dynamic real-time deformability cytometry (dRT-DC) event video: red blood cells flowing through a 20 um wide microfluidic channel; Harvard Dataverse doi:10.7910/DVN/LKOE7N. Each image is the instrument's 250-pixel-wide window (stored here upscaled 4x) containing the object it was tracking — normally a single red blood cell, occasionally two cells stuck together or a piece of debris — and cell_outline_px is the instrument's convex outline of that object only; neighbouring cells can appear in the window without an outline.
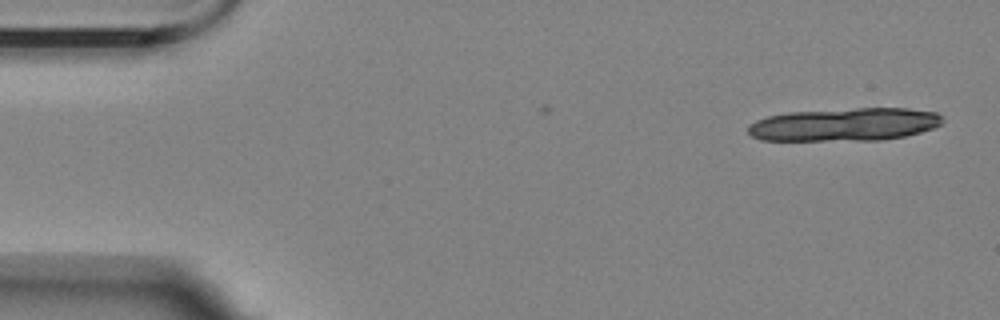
{"species": "Egyptian fruit bat (a non-hibernating species)", "species_latin": "Rousettus aegyptiacus", "temperature_condition": "room temperature", "stored_images_in_passage": 3, "camera_frame_rate_fps": 3000, "um_per_image_px": 0.085, "animal": {"sex": "female"}, "frame": {"image": 1, "passage_image": 3, "time_ms": 2.333, "image_size_px": [1000, 320], "cell_outline_px": [[944, 120], [940, 124], [932, 128], [920, 132], [904, 136], [880, 140], [760, 140], [752, 136], [748, 132], [748, 124], [756, 120], [768, 116], [788, 112], [856, 108], [908, 108], [936, 112], [944, 116]], "centroid_in_image_um": [71.8, 10.57], "position_along_channel_um": 13.2, "area_um2": 37.51}}